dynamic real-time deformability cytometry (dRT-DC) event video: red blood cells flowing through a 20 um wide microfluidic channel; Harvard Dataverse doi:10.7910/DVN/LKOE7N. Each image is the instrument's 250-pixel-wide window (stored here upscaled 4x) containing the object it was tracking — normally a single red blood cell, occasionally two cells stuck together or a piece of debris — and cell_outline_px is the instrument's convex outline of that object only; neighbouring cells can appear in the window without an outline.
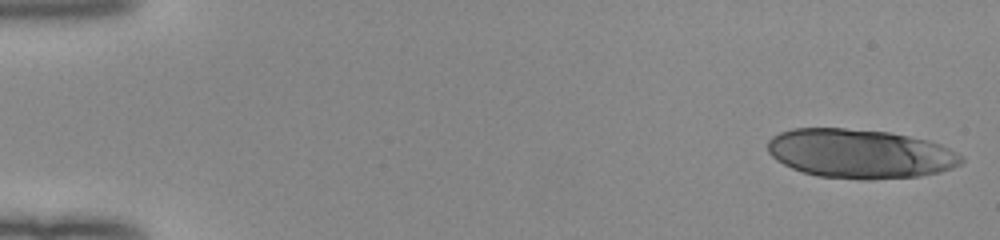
{"species": "human", "species_latin": "Homo sapiens", "temperature_condition": "room temperature", "stored_images_in_passage": 17, "camera_frame_rate_fps": 3000, "um_per_image_px": 0.085, "donor": {"sex": "female"}, "frame": {"image": 1, "passage_image": 1, "time_ms": 0.0, "image_size_px": [1000, 240], "cell_outline_px": [[964, 160], [960, 164], [952, 168], [940, 172], [920, 176], [872, 180], [860, 180], [816, 176], [792, 168], [776, 160], [768, 152], [768, 140], [772, 136], [780, 132], [792, 128], [844, 128], [888, 132], [928, 140], [940, 144], [964, 156]], "centroid_in_image_um": [73.1, 13.07], "position_along_channel_um": 11.9, "area_um2": 55.83}}